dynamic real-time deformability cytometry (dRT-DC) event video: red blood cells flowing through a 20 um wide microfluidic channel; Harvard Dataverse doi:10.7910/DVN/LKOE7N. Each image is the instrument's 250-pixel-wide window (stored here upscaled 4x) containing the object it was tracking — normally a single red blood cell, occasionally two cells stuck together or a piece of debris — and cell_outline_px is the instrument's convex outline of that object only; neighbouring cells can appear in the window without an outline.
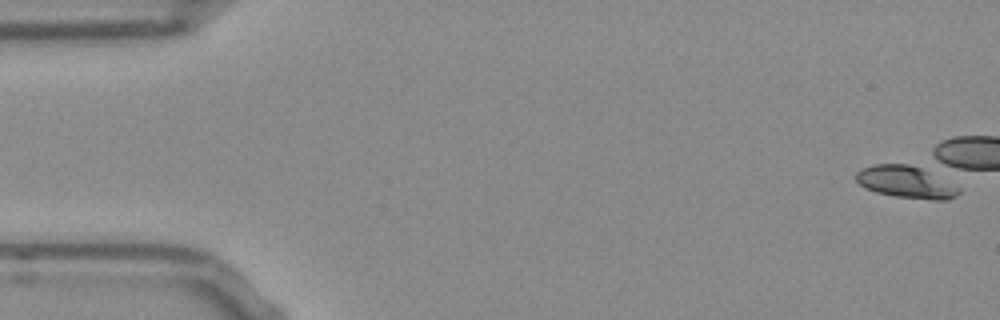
{"species": "Egyptian fruit bat (a non-hibernating species)", "species_latin": "Rousettus aegyptiacus", "temperature_condition": "room temperature", "stored_images_in_passage": 6, "camera_frame_rate_fps": 3000, "um_per_image_px": 0.085, "frame": {"image": 1, "passage_image": 1, "time_ms": 0.0, "image_size_px": [1000, 320], "cell_outline_px": [[960, 192], [956, 196], [948, 200], [932, 200], [896, 196], [876, 192], [864, 188], [856, 180], [856, 172], [860, 168], [872, 164], [908, 164], [928, 168], [960, 188]], "centroid_in_image_um": [77.04, 15.45], "position_along_channel_um": 8.0, "area_um2": 19.71}}